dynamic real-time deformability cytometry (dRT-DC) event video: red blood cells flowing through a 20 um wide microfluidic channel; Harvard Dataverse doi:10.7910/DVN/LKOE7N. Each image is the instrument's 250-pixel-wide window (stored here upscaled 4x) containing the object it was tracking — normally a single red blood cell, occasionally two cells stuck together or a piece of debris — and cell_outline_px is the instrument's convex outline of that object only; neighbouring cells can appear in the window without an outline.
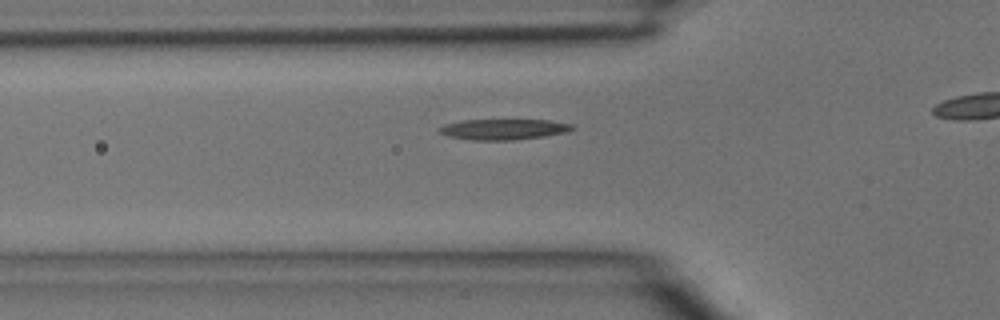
{"species": "common noctule bat (a hibernating species)", "species_latin": "Nyctalus noctula", "temperature_condition": "room temperature", "stored_images_in_passage": 20, "camera_frame_rate_fps": 3000, "um_per_image_px": 0.085, "animal": {"sex": "male", "body_mass_g": 15.6}, "frame": {"image": 1, "passage_image": 4, "time_ms": 1.0, "image_size_px": [1000, 320], "cell_outline_px": [[576, 128], [568, 132], [544, 136], [516, 140], [472, 140], [448, 136], [440, 132], [440, 128], [444, 124], [464, 120], [548, 120], [572, 124]], "centroid_in_image_um": [42.85, 10.99], "position_along_channel_um": 82.9, "area_um2": 15.95}}
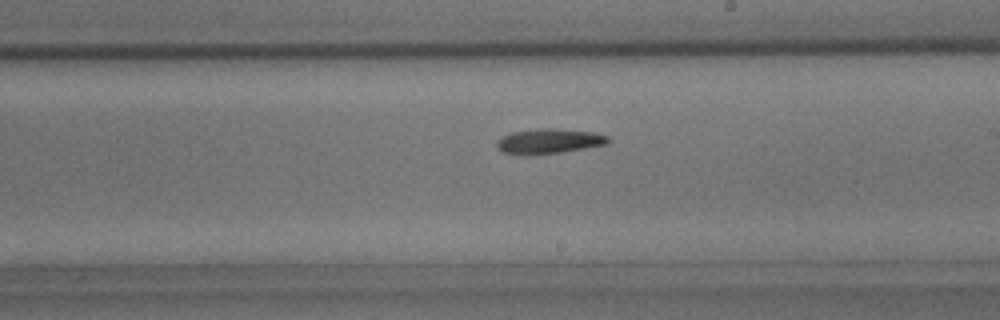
{"frame": {"image": 2, "passage_image": 15, "time_ms": 4.667, "image_size_px": [1000, 320], "cell_outline_px": [[612, 140], [608, 144], [560, 152], [504, 152], [496, 148], [496, 140], [512, 132], [544, 128], [556, 128], [592, 132], [608, 136]], "centroid_in_image_um": [46.74, 11.95], "position_along_channel_um": 242.3, "area_um2": 15.43}}